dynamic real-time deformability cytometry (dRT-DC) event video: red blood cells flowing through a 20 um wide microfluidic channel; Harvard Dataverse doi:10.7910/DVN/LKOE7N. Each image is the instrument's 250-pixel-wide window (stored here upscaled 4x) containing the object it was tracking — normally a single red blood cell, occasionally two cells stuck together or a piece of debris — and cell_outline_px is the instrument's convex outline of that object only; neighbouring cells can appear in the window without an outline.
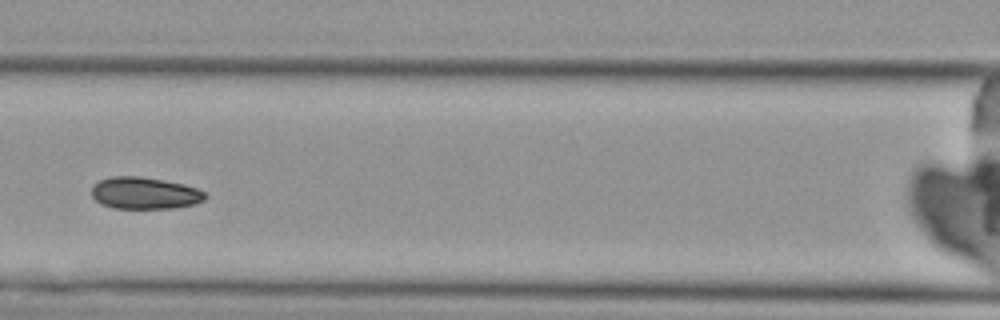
{"species": "Egyptian fruit bat (a non-hibernating species)", "species_latin": "Rousettus aegyptiacus", "temperature_condition": "cold", "stored_images_in_passage": 4, "camera_frame_rate_fps": 3000, "um_per_image_px": 0.085, "animal": {"sex": "female"}, "frame": {"image": 1, "passage_image": 4, "time_ms": 3.667, "image_size_px": [1000, 320], "cell_outline_px": [[208, 196], [204, 200], [196, 204], [172, 208], [112, 208], [100, 204], [92, 196], [92, 184], [100, 180], [112, 176], [140, 176], [180, 184], [196, 188], [204, 192]], "centroid_in_image_um": [12.26, 16.42], "position_along_channel_um": 154.3, "area_um2": 21.04}}